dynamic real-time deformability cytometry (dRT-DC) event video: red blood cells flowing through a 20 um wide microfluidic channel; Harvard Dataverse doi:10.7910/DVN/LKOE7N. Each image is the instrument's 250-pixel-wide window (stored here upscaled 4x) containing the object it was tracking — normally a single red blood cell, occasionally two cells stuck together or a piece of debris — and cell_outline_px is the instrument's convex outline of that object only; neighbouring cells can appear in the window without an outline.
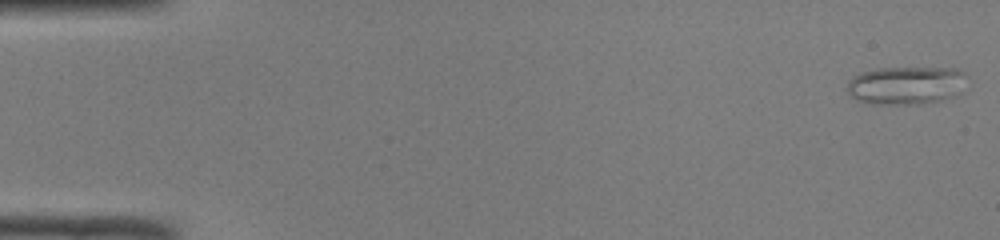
{"species": "common noctule bat (a hibernating species)", "species_latin": "Nyctalus noctula", "temperature_condition": "room temperature", "stored_images_in_passage": 49, "camera_frame_rate_fps": 3000, "um_per_image_px": 0.085, "animal": {"sex": "male", "body_mass_g": 19.0, "forearm_length_mm": 50.8}, "frame": {"image": 1, "passage_image": 1, "time_ms": 0.0, "image_size_px": [1000, 240], "cell_outline_px": [[968, 76], [960, 92], [956, 96], [940, 100], [920, 104], [872, 104], [856, 100], [848, 96], [848, 80], [852, 76], [860, 72], [876, 68], [956, 68], [964, 72]], "centroid_in_image_um": [77.0, 7.25], "position_along_channel_um": 8.0, "area_um2": 27.05}}
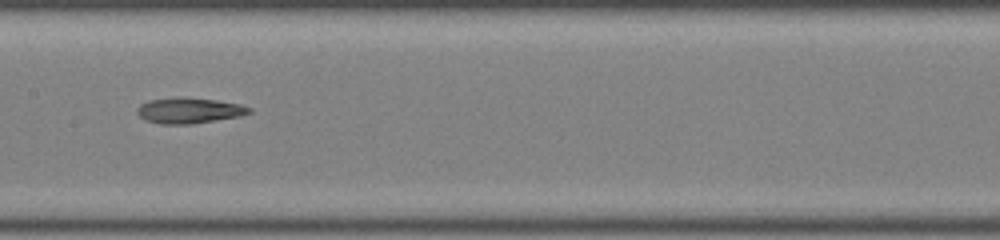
{"frame": {"image": 2, "passage_image": 25, "time_ms": 8.0, "image_size_px": [1000, 240], "cell_outline_px": [[252, 112], [240, 116], [192, 124], [160, 124], [144, 120], [136, 112], [136, 108], [140, 104], [148, 100], [176, 96], [216, 100], [240, 104], [252, 108]], "centroid_in_image_um": [16.04, 9.39], "position_along_channel_um": 191.4, "area_um2": 16.99}}
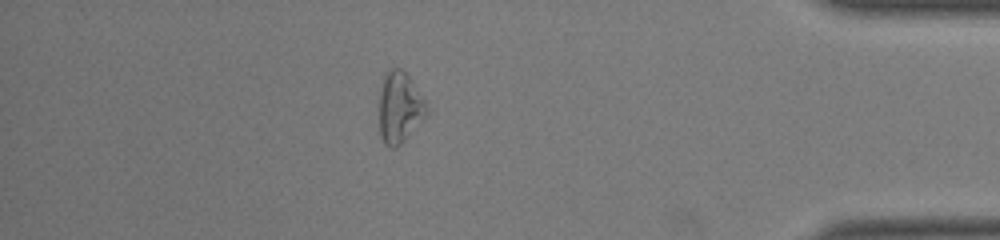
{"frame": {"image": 3, "passage_image": 43, "time_ms": 14.0, "image_size_px": [1000, 240], "cell_outline_px": [[428, 112], [404, 140], [396, 148], [392, 148], [384, 144], [380, 136], [380, 92], [384, 72], [392, 68], [400, 68], [408, 76], [424, 100], [428, 108]], "centroid_in_image_um": [33.94, 9.13], "position_along_channel_um": 401.3, "area_um2": 19.25}}